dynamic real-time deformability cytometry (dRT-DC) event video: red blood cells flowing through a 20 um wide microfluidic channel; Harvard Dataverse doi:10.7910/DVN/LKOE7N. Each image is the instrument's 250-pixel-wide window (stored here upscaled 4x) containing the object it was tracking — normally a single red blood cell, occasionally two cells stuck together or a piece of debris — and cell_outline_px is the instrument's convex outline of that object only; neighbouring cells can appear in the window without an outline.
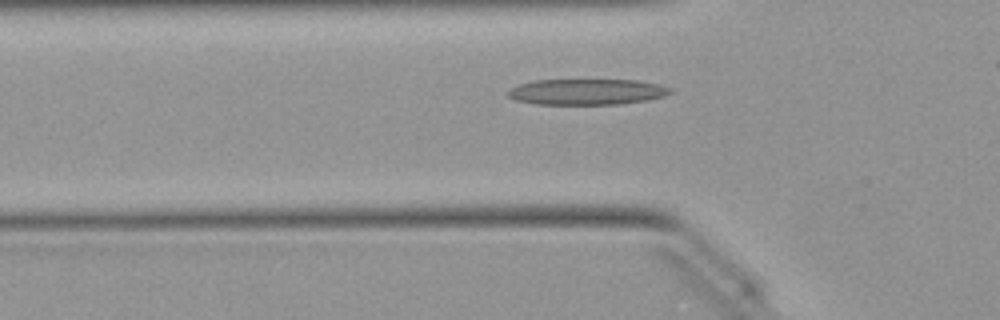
{"species": "Egyptian fruit bat (a non-hibernating species)", "species_latin": "Rousettus aegyptiacus", "temperature_condition": "warm", "stored_images_in_passage": 35, "camera_frame_rate_fps": 3000, "um_per_image_px": 0.085, "animal": {"sex": "female"}, "frame": {"image": 1, "passage_image": 10, "time_ms": 3.0, "image_size_px": [1000, 320], "cell_outline_px": [[672, 92], [664, 96], [648, 100], [620, 104], [536, 104], [516, 100], [508, 96], [504, 92], [520, 84], [532, 80], [636, 80], [660, 84], [672, 88]], "centroid_in_image_um": [49.89, 7.8], "position_along_channel_um": 75.9, "area_um2": 24.57}}
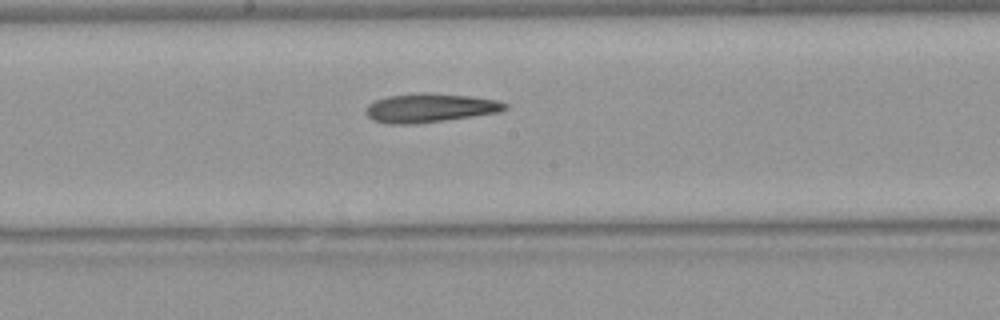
{"frame": {"image": 2, "passage_image": 20, "time_ms": 6.333, "image_size_px": [1000, 320], "cell_outline_px": [[508, 108], [500, 112], [416, 124], [388, 124], [372, 120], [364, 112], [368, 104], [376, 100], [388, 96], [420, 92], [424, 92], [468, 96], [496, 100], [508, 104]], "centroid_in_image_um": [36.51, 9.17], "position_along_channel_um": 211.7, "area_um2": 23.41}}
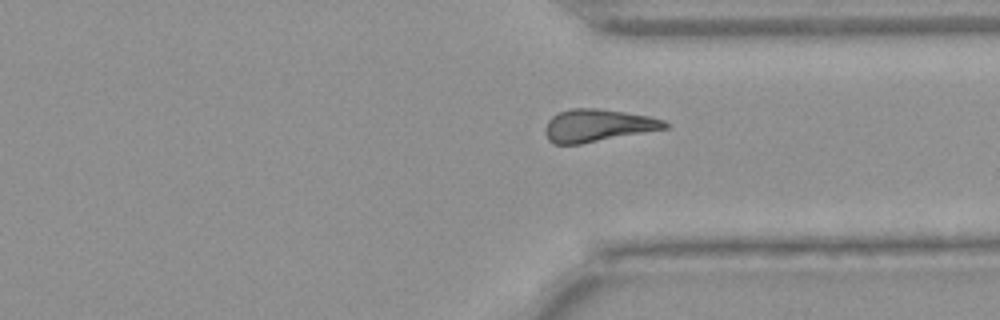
{"frame": {"image": 3, "passage_image": 31, "time_ms": 10.0, "image_size_px": [1000, 320], "cell_outline_px": [[668, 128], [580, 144], [552, 144], [548, 140], [544, 132], [544, 128], [548, 120], [552, 116], [560, 112], [572, 108], [600, 108], [652, 116], [664, 120], [668, 124]], "centroid_in_image_um": [50.79, 10.66], "position_along_channel_um": 360.6, "area_um2": 22.83}}